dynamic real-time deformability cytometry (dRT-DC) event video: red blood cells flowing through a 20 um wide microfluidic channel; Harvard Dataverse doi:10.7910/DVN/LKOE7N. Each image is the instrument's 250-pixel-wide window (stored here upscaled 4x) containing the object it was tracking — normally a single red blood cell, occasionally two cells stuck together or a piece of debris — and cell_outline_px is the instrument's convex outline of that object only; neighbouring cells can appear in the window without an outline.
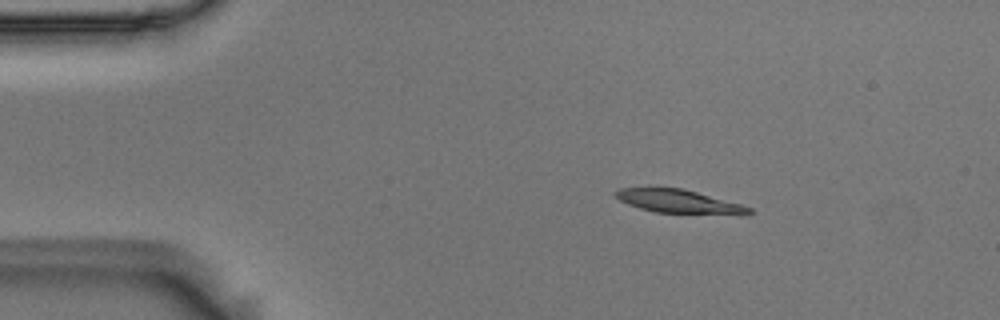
{"species": "Egyptian fruit bat (a non-hibernating species)", "species_latin": "Rousettus aegyptiacus", "temperature_condition": "room temperature", "stored_images_in_passage": 2, "camera_frame_rate_fps": 3000, "um_per_image_px": 0.085, "animal": {"sex": "male"}, "frame": {"image": 1, "passage_image": 1, "time_ms": 0.0, "image_size_px": [1000, 320], "cell_outline_px": [[752, 212], [656, 212], [640, 208], [628, 204], [620, 200], [612, 192], [620, 188], [680, 188], [696, 192], [740, 204], [752, 208]], "centroid_in_image_um": [57.5, 17.07], "position_along_channel_um": 27.5, "area_um2": 16.94}}